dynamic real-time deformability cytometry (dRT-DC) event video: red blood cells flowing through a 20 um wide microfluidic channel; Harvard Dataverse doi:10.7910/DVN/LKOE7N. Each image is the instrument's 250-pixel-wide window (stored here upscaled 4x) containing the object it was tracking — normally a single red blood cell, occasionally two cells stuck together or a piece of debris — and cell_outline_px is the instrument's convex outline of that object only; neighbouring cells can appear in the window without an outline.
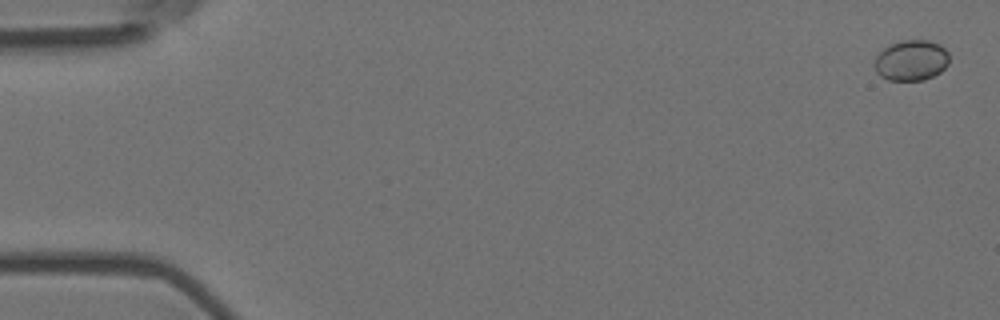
{"species": "Egyptian fruit bat (a non-hibernating species)", "species_latin": "Rousettus aegyptiacus", "temperature_condition": "room temperature", "stored_images_in_passage": 5, "camera_frame_rate_fps": 3000, "um_per_image_px": 0.085, "animal": {"sex": "female"}, "frame": {"image": 1, "passage_image": 1, "time_ms": 0.0, "image_size_px": [1000, 320], "cell_outline_px": [[948, 64], [940, 72], [924, 80], [888, 80], [880, 76], [876, 72], [876, 56], [888, 44], [900, 40], [928, 40], [940, 44], [948, 52]], "centroid_in_image_um": [77.46, 5.12], "position_along_channel_um": 7.5, "area_um2": 17.69}}
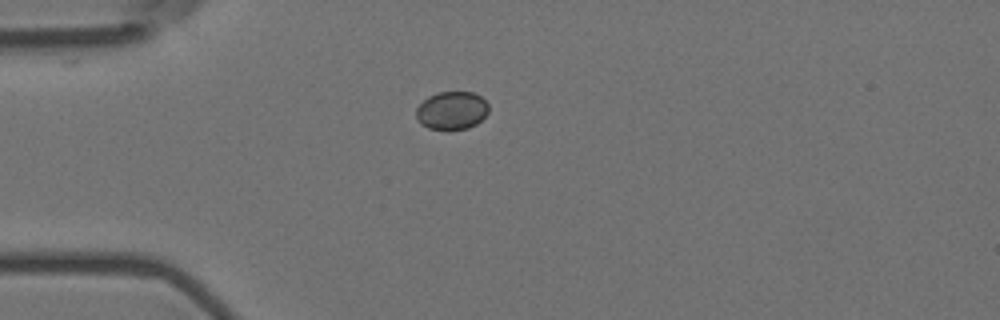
{"frame": {"image": 2, "passage_image": 5, "time_ms": 1.333, "image_size_px": [1000, 320], "cell_outline_px": [[488, 112], [476, 124], [468, 128], [448, 132], [428, 128], [420, 124], [416, 120], [416, 108], [428, 96], [440, 92], [472, 92], [480, 96], [488, 104]], "centroid_in_image_um": [38.37, 9.43], "position_along_channel_um": 46.6, "area_um2": 16.42}}